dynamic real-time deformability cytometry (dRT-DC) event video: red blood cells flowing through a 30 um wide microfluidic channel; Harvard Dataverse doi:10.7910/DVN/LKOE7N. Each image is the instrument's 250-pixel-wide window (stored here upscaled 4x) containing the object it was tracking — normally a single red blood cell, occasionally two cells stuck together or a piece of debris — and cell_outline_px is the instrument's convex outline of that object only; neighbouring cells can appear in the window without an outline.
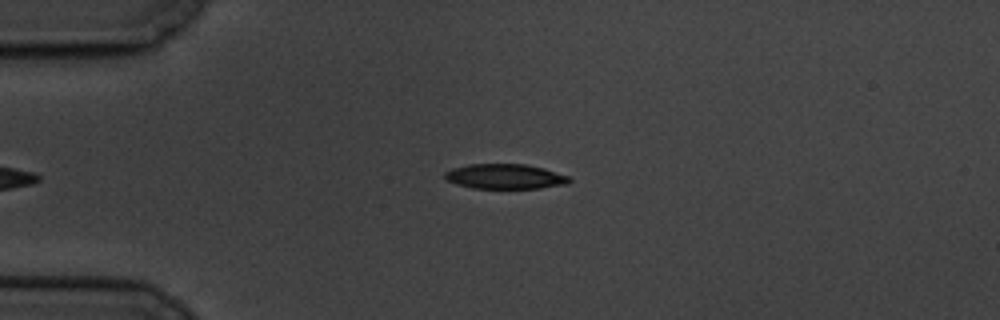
{"species": "common noctule bat (a hibernating species)", "species_latin": "Nyctalus noctula", "temperature_condition": "cold", "stored_images_in_passage": 7, "camera_frame_rate_fps": 3000, "um_per_image_px": 0.085, "animal": {"sex": "male", "body_mass_g": 19.5, "forearm_length_mm": 54.6}, "frame": {"image": 1, "passage_image": 7, "time_ms": 6.667, "image_size_px": [1000, 320], "cell_outline_px": [[572, 180], [568, 184], [540, 188], [472, 188], [456, 184], [448, 180], [444, 176], [444, 172], [452, 168], [468, 164], [524, 164], [544, 168], [568, 176]], "centroid_in_image_um": [42.93, 15.0], "position_along_channel_um": 42.1, "area_um2": 18.09}}